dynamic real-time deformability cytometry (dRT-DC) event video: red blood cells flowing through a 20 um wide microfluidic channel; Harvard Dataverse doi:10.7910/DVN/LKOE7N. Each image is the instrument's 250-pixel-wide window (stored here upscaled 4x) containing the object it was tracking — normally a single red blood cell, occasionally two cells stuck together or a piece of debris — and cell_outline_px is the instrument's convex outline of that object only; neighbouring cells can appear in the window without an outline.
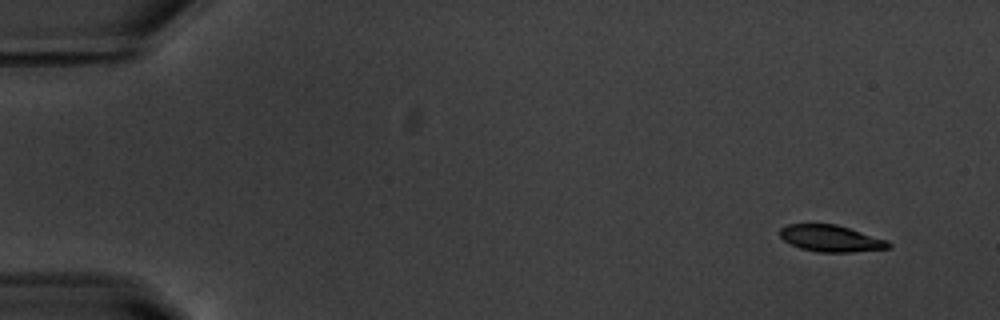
{"species": "common noctule bat (a hibernating species)", "species_latin": "Nyctalus noctula", "temperature_condition": "warm", "stored_images_in_passage": 54, "camera_frame_rate_fps": 3000, "um_per_image_px": 0.085, "animal": {"sex": "male", "body_mass_g": 20.1, "forearm_length_mm": 53.5}, "frame": {"image": 1, "passage_image": 4, "time_ms": 1.0, "image_size_px": [1000, 320], "cell_outline_px": [[892, 248], [852, 252], [816, 252], [800, 248], [784, 240], [780, 236], [780, 228], [788, 224], [836, 224], [888, 240], [892, 244]], "centroid_in_image_um": [70.66, 20.27], "position_along_channel_um": 14.3, "area_um2": 16.88}}
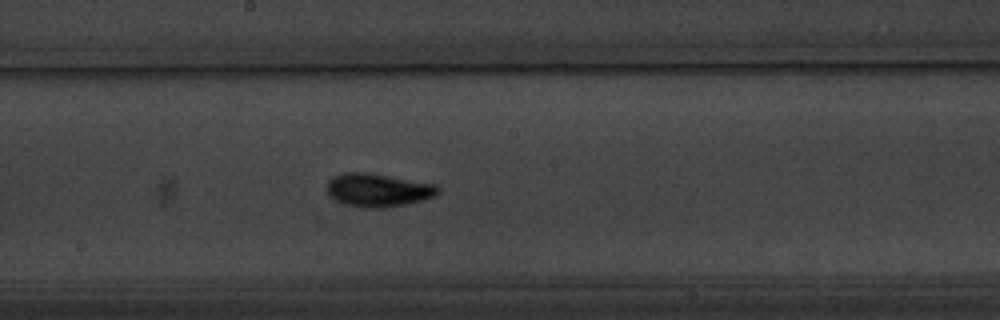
{"frame": {"image": 2, "passage_image": 30, "time_ms": 9.667, "image_size_px": [1000, 320], "cell_outline_px": [[440, 192], [432, 196], [420, 200], [404, 204], [380, 208], [364, 208], [348, 204], [336, 200], [328, 192], [328, 180], [344, 172], [368, 172], [436, 184], [440, 188]], "centroid_in_image_um": [32.15, 16.14], "position_along_channel_um": 216.1, "area_um2": 21.15}}
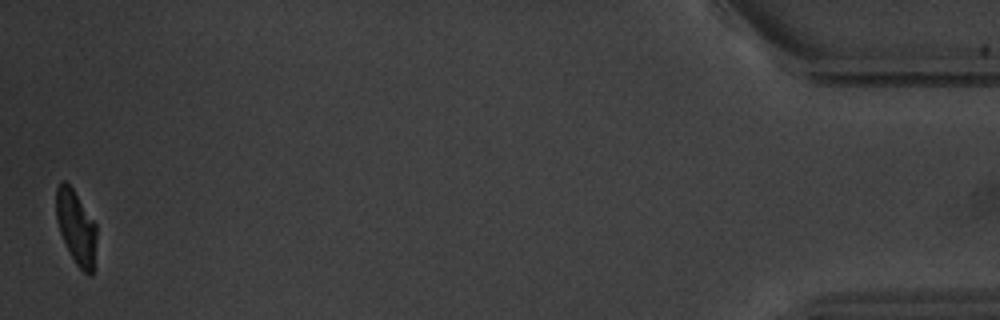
{"frame": {"image": 3, "passage_image": 54, "time_ms": 17.667, "image_size_px": [1000, 320], "cell_outline_px": [[96, 236], [92, 276], [88, 276], [76, 264], [60, 232], [56, 220], [56, 188], [60, 180], [64, 180], [72, 188], [96, 224]], "centroid_in_image_um": [6.46, 19.3], "position_along_channel_um": 428.7, "area_um2": 17.11}, "authors_computed_cell_mechanics": {"area_um2": 18.785, "velocity_mm_per_s": 3.7457, "shape_relaxation_time_tau1_ms": 2.8333, "shape_relaxation_time_tau2_ms": 1.5082, "deformation_change_tau1": 0.1556, "deformation_change_tau2": 0.0533}}